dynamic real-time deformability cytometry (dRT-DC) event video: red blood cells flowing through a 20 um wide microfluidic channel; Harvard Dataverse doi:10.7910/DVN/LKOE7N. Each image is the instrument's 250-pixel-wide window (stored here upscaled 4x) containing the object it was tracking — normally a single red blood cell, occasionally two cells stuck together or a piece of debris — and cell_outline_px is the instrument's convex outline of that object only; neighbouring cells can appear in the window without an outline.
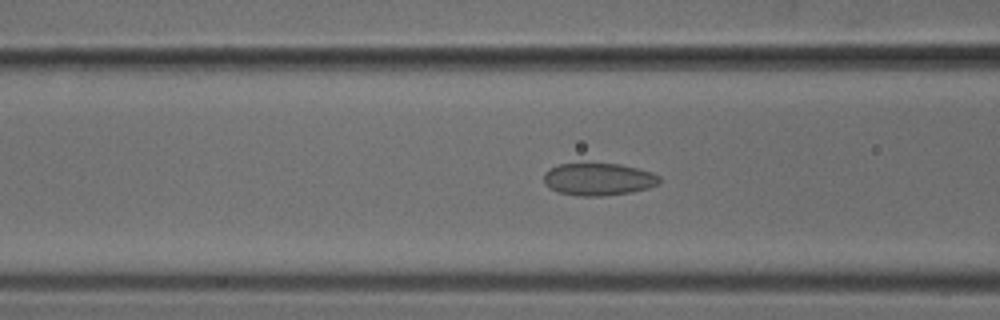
{"species": "common noctule bat (a hibernating species)", "species_latin": "Nyctalus noctula", "temperature_condition": "cold", "stored_images_in_passage": 41, "camera_frame_rate_fps": 3000, "um_per_image_px": 0.085, "animal": {"sex": "male", "body_mass_g": 18.8}, "frame": {"image": 1, "passage_image": 20, "time_ms": 6.333, "image_size_px": [1000, 320], "cell_outline_px": [[660, 184], [648, 188], [632, 192], [600, 196], [580, 196], [556, 192], [548, 188], [544, 184], [544, 172], [560, 164], [620, 164], [652, 172], [660, 176]], "centroid_in_image_um": [50.87, 15.25], "position_along_channel_um": 115.7, "area_um2": 21.85}}
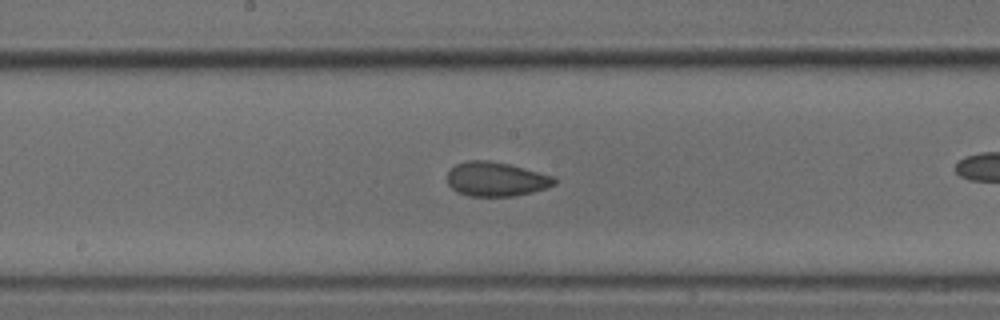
{"frame": {"image": 2, "passage_image": 27, "time_ms": 8.667, "image_size_px": [1000, 320], "cell_outline_px": [[556, 184], [548, 188], [532, 192], [512, 196], [468, 196], [456, 192], [448, 184], [448, 172], [456, 164], [468, 160], [488, 160], [508, 164], [552, 176], [556, 180]], "centroid_in_image_um": [42.15, 15.24], "position_along_channel_um": 206.1, "area_um2": 21.27}}
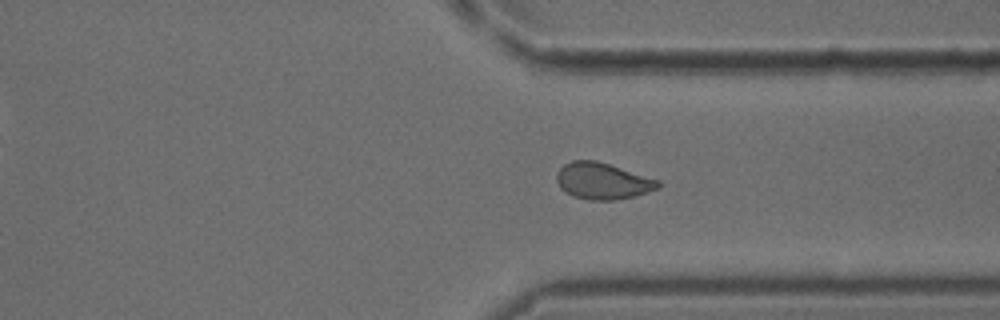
{"frame": {"image": 3, "passage_image": 39, "time_ms": 12.667, "image_size_px": [1000, 320], "cell_outline_px": [[660, 188], [648, 192], [616, 200], [588, 200], [572, 196], [560, 188], [556, 180], [556, 172], [564, 164], [572, 160], [596, 160], [660, 180]], "centroid_in_image_um": [51.2, 15.38], "position_along_channel_um": 360.2, "area_um2": 21.68}}